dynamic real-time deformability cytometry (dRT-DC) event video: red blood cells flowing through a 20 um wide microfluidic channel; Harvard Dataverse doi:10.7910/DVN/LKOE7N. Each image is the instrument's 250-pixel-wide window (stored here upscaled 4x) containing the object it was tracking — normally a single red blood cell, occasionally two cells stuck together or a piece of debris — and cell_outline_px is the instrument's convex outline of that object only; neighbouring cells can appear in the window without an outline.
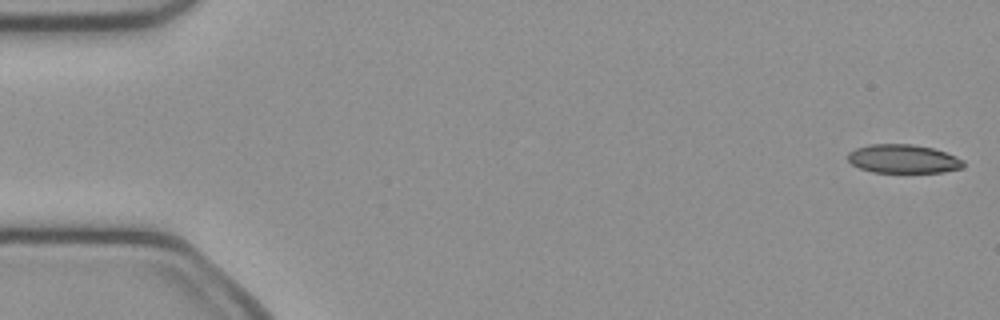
{"species": "common noctule bat (a hibernating species)", "species_latin": "Nyctalus noctula", "temperature_condition": "cold", "stored_images_in_passage": 50, "camera_frame_rate_fps": 3000, "um_per_image_px": 0.085, "animal": {"sex": "female", "body_mass_g": 21.9}, "frame": {"image": 1, "passage_image": 1, "time_ms": 0.0, "image_size_px": [1000, 320], "cell_outline_px": [[964, 168], [944, 172], [872, 172], [860, 168], [852, 164], [848, 160], [848, 152], [856, 148], [868, 144], [912, 144], [932, 148], [956, 156], [964, 160]], "centroid_in_image_um": [76.78, 13.5], "position_along_channel_um": 8.2, "area_um2": 19.36}}
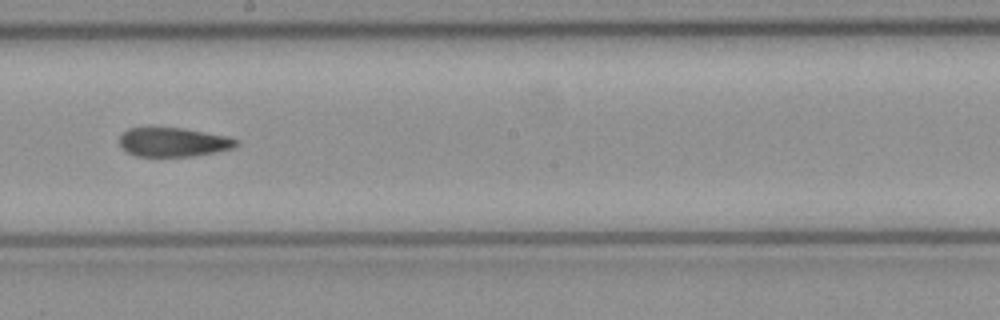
{"frame": {"image": 2, "passage_image": 28, "time_ms": 9.0, "image_size_px": [1000, 320], "cell_outline_px": [[240, 144], [236, 148], [216, 152], [192, 156], [136, 156], [120, 148], [120, 136], [128, 128], [184, 128], [228, 136], [240, 140]], "centroid_in_image_um": [14.8, 12.08], "position_along_channel_um": 233.4, "area_um2": 19.94}}
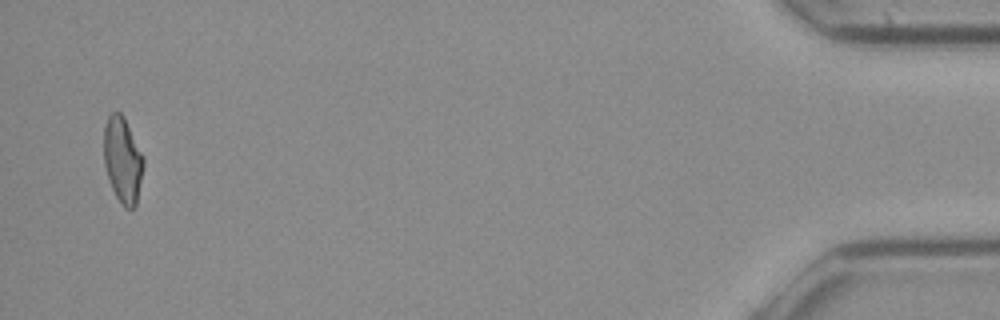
{"frame": {"image": 3, "passage_image": 49, "time_ms": 16.0, "image_size_px": [1000, 320], "cell_outline_px": [[144, 164], [136, 208], [124, 208], [116, 196], [112, 188], [104, 164], [104, 128], [108, 116], [112, 112], [120, 112], [124, 116], [144, 156]], "centroid_in_image_um": [10.44, 13.6], "position_along_channel_um": 424.8, "area_um2": 19.94}, "authors_computed_cell_mechanics": {"area_um2": 20.6924, "velocity_mm_per_s": 4.0402, "shape_relaxation_time_tau1_ms": 5.6322, "shape_relaxation_time_tau2_ms": 2.81, "deformation_change_tau1": 0.1676, "deformation_change_tau2": 0.1058}}